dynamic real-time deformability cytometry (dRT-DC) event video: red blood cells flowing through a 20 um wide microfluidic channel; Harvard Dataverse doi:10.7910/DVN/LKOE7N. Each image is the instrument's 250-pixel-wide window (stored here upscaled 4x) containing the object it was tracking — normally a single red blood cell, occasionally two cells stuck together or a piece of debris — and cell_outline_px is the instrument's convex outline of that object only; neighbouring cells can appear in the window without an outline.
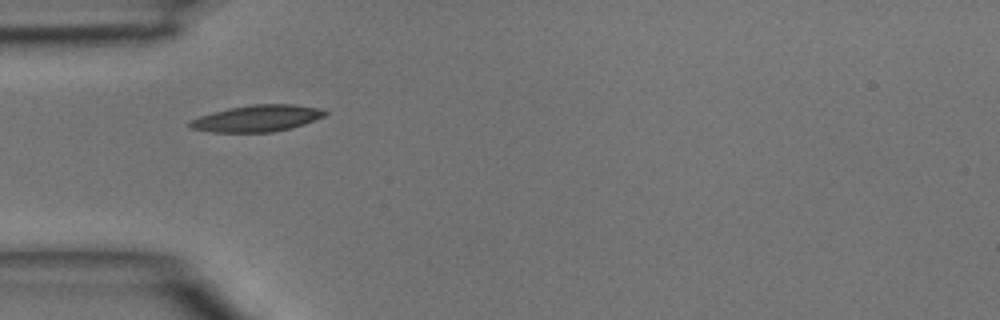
{"species": "common noctule bat (a hibernating species)", "species_latin": "Nyctalus noctula", "temperature_condition": "room temperature", "stored_images_in_passage": 5, "camera_frame_rate_fps": 3000, "um_per_image_px": 0.085, "animal": {"sex": "male", "body_mass_g": 15.6}, "frame": {"image": 1, "passage_image": 5, "time_ms": 1.333, "image_size_px": [1000, 320], "cell_outline_px": [[328, 112], [324, 116], [304, 124], [292, 128], [272, 132], [212, 132], [192, 128], [188, 124], [188, 120], [212, 112], [228, 108], [252, 104], [292, 104], [320, 108]], "centroid_in_image_um": [21.85, 10.05], "position_along_channel_um": 63.2, "area_um2": 20.92}}